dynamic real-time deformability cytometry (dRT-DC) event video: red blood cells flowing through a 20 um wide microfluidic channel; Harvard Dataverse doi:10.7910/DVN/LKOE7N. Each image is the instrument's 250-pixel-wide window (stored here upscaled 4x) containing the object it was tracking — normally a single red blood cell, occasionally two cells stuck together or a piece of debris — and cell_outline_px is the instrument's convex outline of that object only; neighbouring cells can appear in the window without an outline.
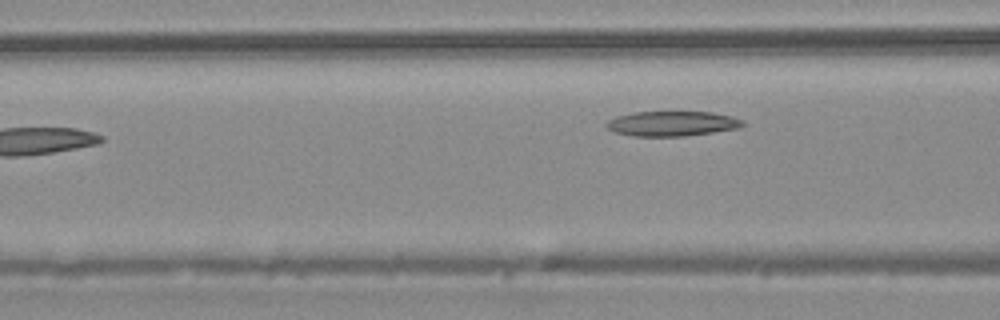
{"species": "common noctule bat (a hibernating species)", "species_latin": "Nyctalus noctula", "temperature_condition": "warm", "stored_images_in_passage": 6, "camera_frame_rate_fps": 3000, "um_per_image_px": 0.085, "animal": {"sex": "male", "body_mass_g": 20.4}, "frame": {"image": 1, "passage_image": 6, "time_ms": 1.667, "image_size_px": [1000, 320], "cell_outline_px": [[744, 124], [740, 128], [684, 136], [632, 136], [616, 132], [608, 128], [604, 124], [608, 120], [616, 116], [632, 112], [712, 112], [732, 116], [744, 120]], "centroid_in_image_um": [57.13, 10.5], "position_along_channel_um": 109.5, "area_um2": 19.83}}